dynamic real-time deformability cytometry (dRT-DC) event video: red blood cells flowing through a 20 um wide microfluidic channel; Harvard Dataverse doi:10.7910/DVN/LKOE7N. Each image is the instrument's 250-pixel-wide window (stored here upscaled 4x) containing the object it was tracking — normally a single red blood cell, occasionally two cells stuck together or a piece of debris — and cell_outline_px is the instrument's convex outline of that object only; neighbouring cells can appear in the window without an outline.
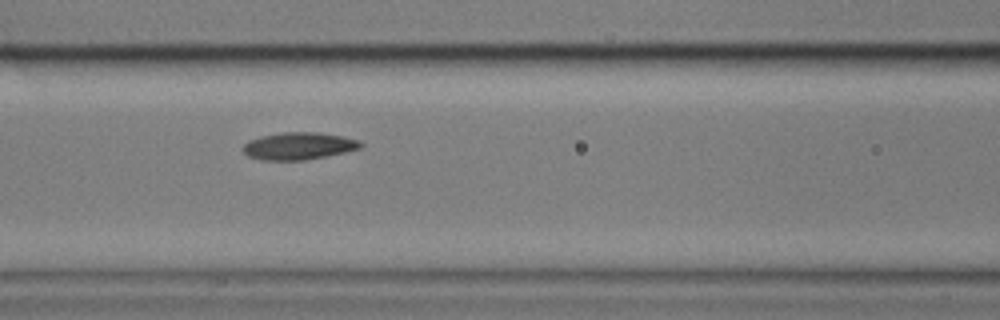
{"species": "common noctule bat (a hibernating species)", "species_latin": "Nyctalus noctula", "temperature_condition": "cold", "stored_images_in_passage": 5, "camera_frame_rate_fps": 3000, "um_per_image_px": 0.085, "animal": {"sex": "male", "body_mass_g": 17.9}, "frame": {"image": 1, "passage_image": 4, "time_ms": 3.333, "image_size_px": [1000, 320], "cell_outline_px": [[364, 144], [360, 148], [344, 152], [304, 160], [260, 160], [248, 156], [240, 148], [248, 140], [260, 136], [284, 132], [316, 132], [340, 136], [360, 140]], "centroid_in_image_um": [25.34, 12.41], "position_along_channel_um": 141.3, "area_um2": 18.67}}